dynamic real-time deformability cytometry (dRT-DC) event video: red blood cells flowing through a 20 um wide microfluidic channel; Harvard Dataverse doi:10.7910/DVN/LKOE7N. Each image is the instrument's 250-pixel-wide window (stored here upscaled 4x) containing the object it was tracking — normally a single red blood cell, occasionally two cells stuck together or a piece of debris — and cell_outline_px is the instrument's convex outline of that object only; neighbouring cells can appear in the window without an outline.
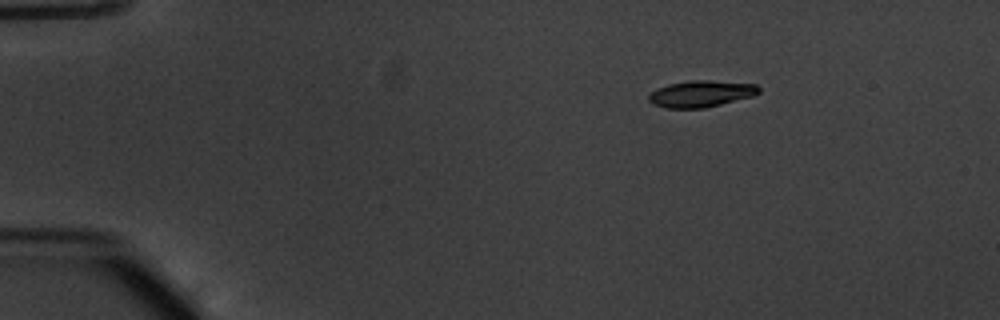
{"species": "common noctule bat (a hibernating species)", "species_latin": "Nyctalus noctula", "temperature_condition": "warm", "stored_images_in_passage": 46, "camera_frame_rate_fps": 3000, "um_per_image_px": 0.085, "animal": {"sex": "male", "body_mass_g": 20.1, "forearm_length_mm": 53.5}, "frame": {"image": 1, "passage_image": 1, "time_ms": 0.0, "image_size_px": [1000, 320], "cell_outline_px": [[760, 92], [752, 96], [704, 108], [668, 108], [652, 104], [648, 100], [648, 96], [656, 88], [668, 84], [688, 80], [708, 80], [756, 84], [760, 88]], "centroid_in_image_um": [59.56, 7.96], "position_along_channel_um": 25.4, "area_um2": 16.99}}
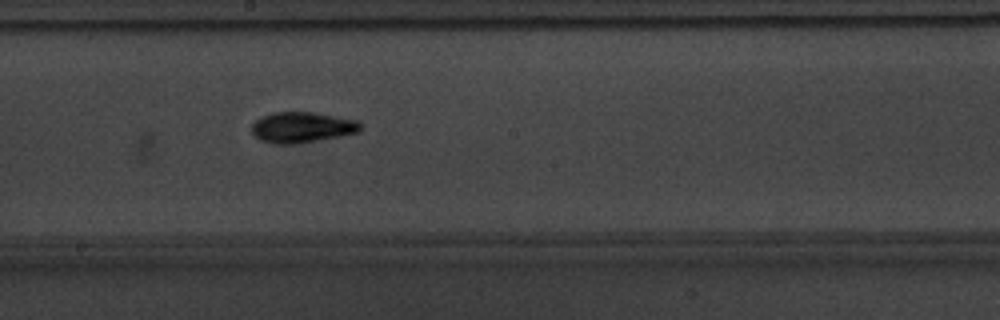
{"frame": {"image": 2, "passage_image": 23, "time_ms": 7.333, "image_size_px": [1000, 320], "cell_outline_px": [[360, 132], [300, 144], [272, 144], [260, 140], [252, 132], [252, 124], [260, 116], [272, 112], [312, 112], [356, 120], [360, 124]], "centroid_in_image_um": [25.63, 10.83], "position_along_channel_um": 222.6, "area_um2": 19.54}}
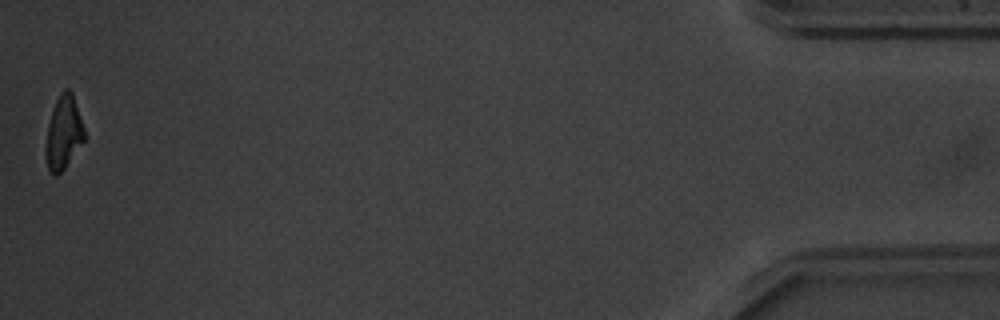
{"frame": {"image": 3, "passage_image": 46, "time_ms": 15.0, "image_size_px": [1000, 320], "cell_outline_px": [[84, 140], [64, 168], [56, 176], [48, 168], [44, 152], [48, 124], [56, 100], [60, 92], [64, 88], [68, 88], [72, 92], [84, 128]], "centroid_in_image_um": [5.38, 11.25], "position_along_channel_um": 429.8, "area_um2": 16.24}, "authors_computed_cell_mechanics": {"area_um2": 18.0336, "velocity_mm_per_s": 3.8172, "shape_relaxation_time_tau1_ms": 2.1723, "shape_relaxation_time_tau2_ms": 2.285, "deformation_change_tau1": 0.183, "deformation_change_tau2": 0.0956}}